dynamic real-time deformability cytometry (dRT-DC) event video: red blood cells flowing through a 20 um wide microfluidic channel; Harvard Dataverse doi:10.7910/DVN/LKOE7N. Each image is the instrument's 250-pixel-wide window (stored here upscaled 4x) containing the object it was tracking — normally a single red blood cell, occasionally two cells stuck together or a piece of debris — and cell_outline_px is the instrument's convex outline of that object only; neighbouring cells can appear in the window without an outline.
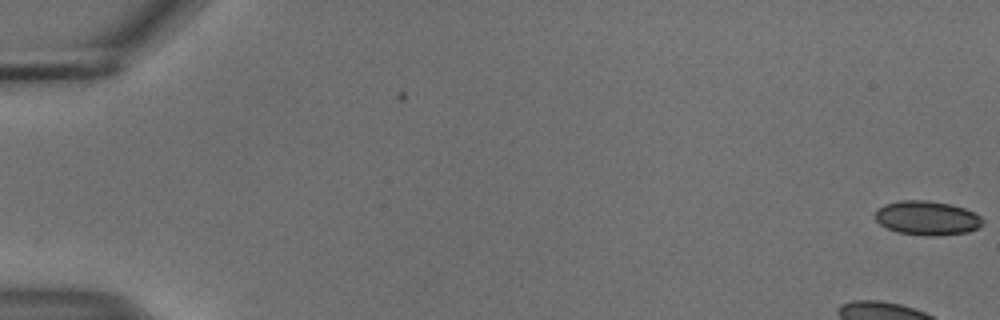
{"species": "common noctule bat (a hibernating species)", "species_latin": "Nyctalus noctula", "temperature_condition": "cold", "stored_images_in_passage": 2, "camera_frame_rate_fps": 3000, "um_per_image_px": 0.085, "animal": {"sex": "male", "body_mass_g": 18.8}, "frame": {"image": 1, "passage_image": 2, "time_ms": 0.333, "image_size_px": [1000, 320], "cell_outline_px": [[984, 224], [968, 232], [936, 236], [924, 236], [896, 232], [880, 224], [876, 220], [876, 212], [884, 204], [900, 200], [928, 200], [948, 204], [964, 208], [980, 216], [984, 220]], "centroid_in_image_um": [78.81, 18.54], "position_along_channel_um": 6.2, "area_um2": 21.39}}